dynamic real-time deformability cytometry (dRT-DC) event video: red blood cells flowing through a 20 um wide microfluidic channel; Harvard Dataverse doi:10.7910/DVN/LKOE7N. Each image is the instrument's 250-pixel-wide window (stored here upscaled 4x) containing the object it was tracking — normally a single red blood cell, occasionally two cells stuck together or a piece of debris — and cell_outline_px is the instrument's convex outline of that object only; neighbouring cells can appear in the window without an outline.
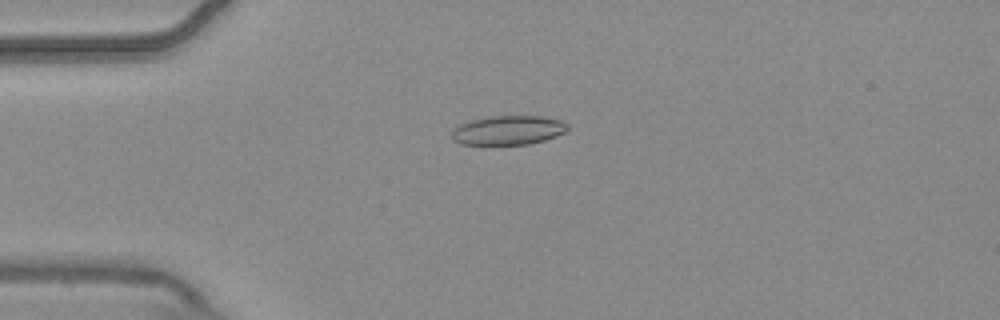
{"species": "common noctule bat (a hibernating species)", "species_latin": "Nyctalus noctula", "temperature_condition": "warm", "stored_images_in_passage": 3, "camera_frame_rate_fps": 3000, "um_per_image_px": 0.085, "animal": {"sex": "male", "body_mass_g": 20.4}, "frame": {"image": 1, "passage_image": 1, "time_ms": 0.0, "image_size_px": [1000, 320], "cell_outline_px": [[568, 128], [564, 132], [556, 136], [544, 140], [528, 144], [460, 144], [452, 140], [452, 128], [460, 124], [472, 120], [488, 116], [540, 116], [560, 120], [568, 124]], "centroid_in_image_um": [43.17, 11.06], "position_along_channel_um": 41.8, "area_um2": 19.65}}